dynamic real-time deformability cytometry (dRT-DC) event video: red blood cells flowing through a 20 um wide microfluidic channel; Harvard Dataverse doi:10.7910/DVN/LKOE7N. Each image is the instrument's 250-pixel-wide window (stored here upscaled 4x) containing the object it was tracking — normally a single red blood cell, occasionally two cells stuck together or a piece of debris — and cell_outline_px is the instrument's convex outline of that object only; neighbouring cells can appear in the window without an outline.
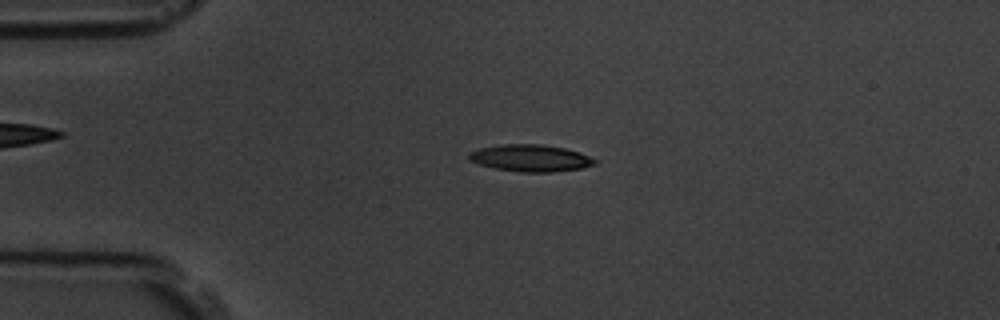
{"species": "common noctule bat (a hibernating species)", "species_latin": "Nyctalus noctula", "temperature_condition": "room temperature", "stored_images_in_passage": 5, "camera_frame_rate_fps": 3000, "um_per_image_px": 0.085, "animal": {"sex": "male", "body_mass_g": 19.5, "forearm_length_mm": 54.6}, "frame": {"image": 1, "passage_image": 3, "time_ms": 2.333, "image_size_px": [1000, 320], "cell_outline_px": [[596, 164], [584, 168], [552, 172], [524, 172], [496, 168], [480, 164], [468, 160], [468, 152], [480, 148], [500, 144], [540, 144], [564, 148], [580, 152], [596, 160]], "centroid_in_image_um": [45.09, 13.43], "position_along_channel_um": 39.9, "area_um2": 19.71}}
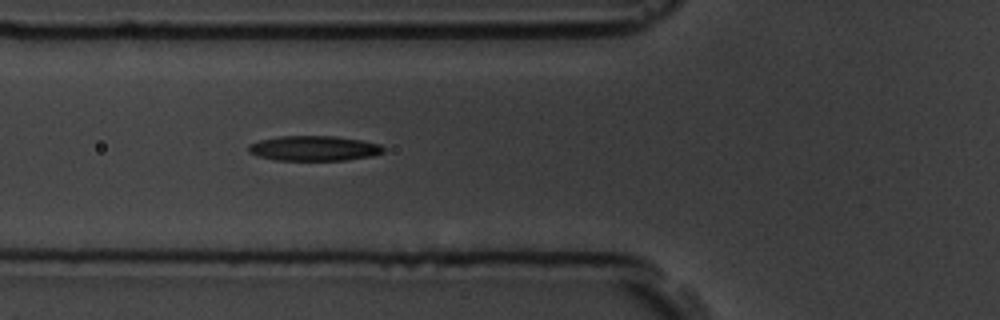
{"frame": {"image": 2, "passage_image": 5, "time_ms": 4.667, "image_size_px": [1000, 320], "cell_outline_px": [[384, 152], [372, 156], [344, 160], [272, 160], [256, 156], [248, 152], [248, 144], [260, 140], [280, 136], [336, 136], [360, 140], [380, 144], [384, 148]], "centroid_in_image_um": [26.65, 12.61], "position_along_channel_um": 99.2, "area_um2": 19.77}}